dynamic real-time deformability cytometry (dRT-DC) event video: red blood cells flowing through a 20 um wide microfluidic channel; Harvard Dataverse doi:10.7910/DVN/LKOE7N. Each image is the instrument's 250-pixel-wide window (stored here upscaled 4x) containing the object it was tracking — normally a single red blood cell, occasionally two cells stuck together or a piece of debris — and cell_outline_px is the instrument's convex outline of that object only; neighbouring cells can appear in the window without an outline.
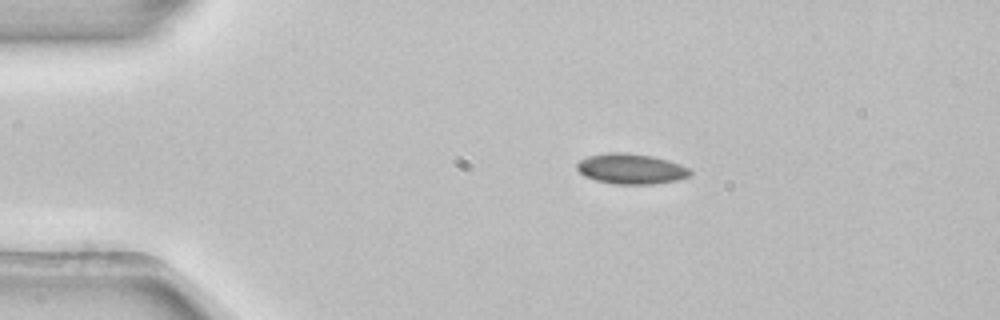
{"species": "common noctule bat (a hibernating species)", "species_latin": "Nyctalus noctula", "temperature_condition": "room temperature", "stored_images_in_passage": 2, "camera_frame_rate_fps": 3000, "um_per_image_px": 0.085, "animal": {"sex": "female", "body_mass_g": 22.7, "forearm_length_mm": 54.2}, "frame": {"image": 1, "passage_image": 1, "time_ms": 0.0, "image_size_px": [1000, 320], "cell_outline_px": [[692, 176], [676, 180], [652, 184], [612, 184], [596, 180], [584, 176], [576, 168], [576, 164], [580, 160], [588, 156], [604, 152], [624, 152], [652, 156], [668, 160], [680, 164], [688, 168], [692, 172]], "centroid_in_image_um": [53.63, 14.34], "position_along_channel_um": 31.4, "area_um2": 20.17}}